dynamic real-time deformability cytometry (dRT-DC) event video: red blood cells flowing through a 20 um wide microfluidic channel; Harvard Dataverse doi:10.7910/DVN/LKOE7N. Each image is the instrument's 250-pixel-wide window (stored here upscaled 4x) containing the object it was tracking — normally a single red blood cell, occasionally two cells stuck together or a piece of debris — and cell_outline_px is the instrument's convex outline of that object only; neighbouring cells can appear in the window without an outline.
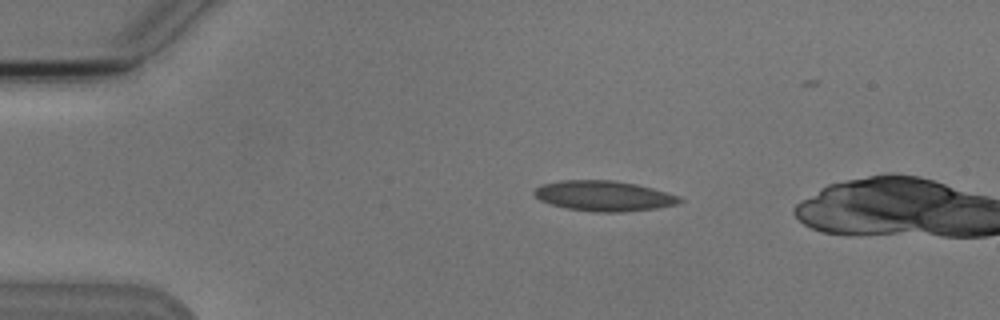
{"species": "Egyptian fruit bat (a non-hibernating species)", "species_latin": "Rousettus aegyptiacus", "temperature_condition": "cold", "stored_images_in_passage": 6, "camera_frame_rate_fps": 3000, "um_per_image_px": 0.085, "animal": {"sex": "male"}, "frame": {"image": 1, "passage_image": 3, "time_ms": 2.333, "image_size_px": [1000, 320], "cell_outline_px": [[684, 200], [676, 204], [656, 208], [624, 212], [596, 212], [568, 208], [552, 204], [540, 200], [532, 192], [536, 188], [544, 184], [560, 180], [616, 180], [636, 184], [668, 192], [680, 196]], "centroid_in_image_um": [51.36, 16.64], "position_along_channel_um": 33.6, "area_um2": 25.61}}